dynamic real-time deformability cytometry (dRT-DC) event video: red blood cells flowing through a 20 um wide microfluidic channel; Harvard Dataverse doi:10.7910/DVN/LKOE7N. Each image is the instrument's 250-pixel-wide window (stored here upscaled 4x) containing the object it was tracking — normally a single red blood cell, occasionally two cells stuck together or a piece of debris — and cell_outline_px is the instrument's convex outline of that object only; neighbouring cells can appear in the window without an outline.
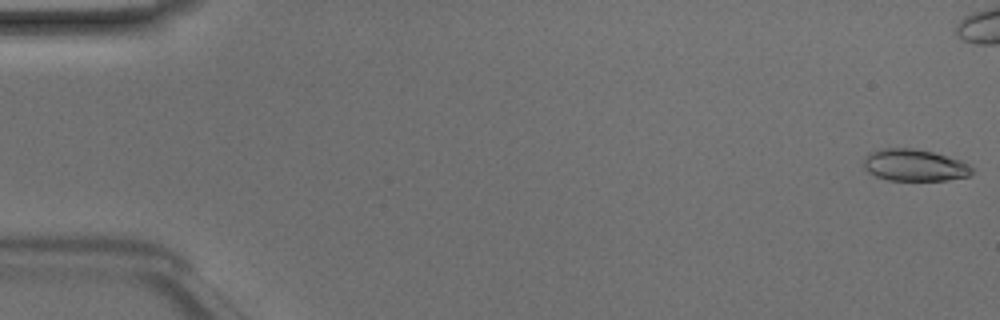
{"species": "Egyptian fruit bat (a non-hibernating species)", "species_latin": "Rousettus aegyptiacus", "temperature_condition": "room temperature", "stored_images_in_passage": 40, "camera_frame_rate_fps": 3000, "um_per_image_px": 0.085, "animal": {"sex": "male"}, "frame": {"image": 1, "passage_image": 1, "time_ms": 0.0, "image_size_px": [1000, 320], "cell_outline_px": [[972, 172], [968, 176], [948, 180], [888, 180], [876, 176], [868, 172], [864, 168], [864, 160], [868, 152], [880, 148], [916, 148], [932, 152], [960, 160], [968, 164], [972, 168]], "centroid_in_image_um": [77.69, 14.03], "position_along_channel_um": 7.3, "area_um2": 20.11}}
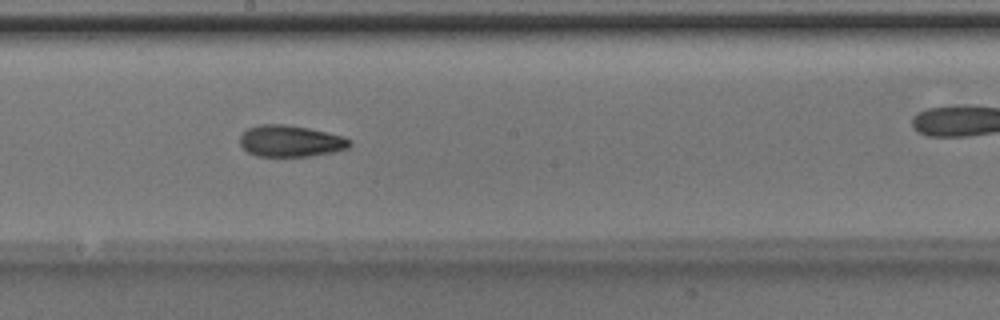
{"frame": {"image": 2, "passage_image": 27, "time_ms": 8.667, "image_size_px": [1000, 320], "cell_outline_px": [[352, 144], [348, 148], [336, 152], [312, 156], [256, 156], [248, 152], [240, 144], [240, 136], [248, 128], [260, 124], [284, 124], [308, 128], [344, 136], [352, 140]], "centroid_in_image_um": [24.73, 11.99], "position_along_channel_um": 223.5, "area_um2": 20.29}}
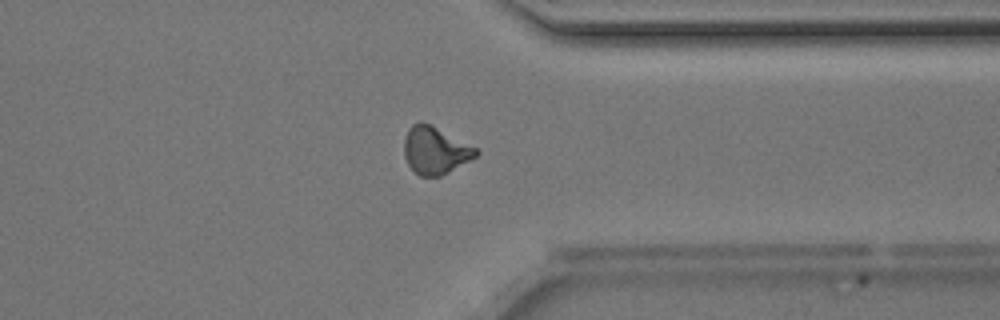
{"frame": {"image": 3, "passage_image": 38, "time_ms": 12.333, "image_size_px": [1000, 320], "cell_outline_px": [[480, 152], [476, 156], [448, 172], [440, 176], [420, 176], [408, 164], [404, 156], [404, 140], [408, 128], [412, 124], [420, 120], [476, 148]], "centroid_in_image_um": [36.95, 12.78], "position_along_channel_um": 374.5, "area_um2": 19.36}}